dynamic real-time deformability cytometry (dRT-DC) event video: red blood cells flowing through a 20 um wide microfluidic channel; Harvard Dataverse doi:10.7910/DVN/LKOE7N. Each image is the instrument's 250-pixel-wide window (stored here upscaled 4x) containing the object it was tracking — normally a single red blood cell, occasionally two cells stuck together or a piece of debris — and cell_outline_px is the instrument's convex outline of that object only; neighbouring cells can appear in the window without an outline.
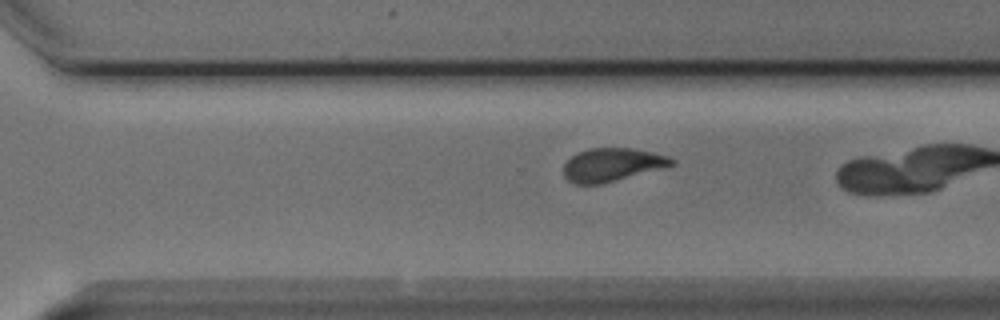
{"species": "Egyptian fruit bat (a non-hibernating species)", "species_latin": "Rousettus aegyptiacus", "temperature_condition": "cold", "stored_images_in_passage": 36, "camera_frame_rate_fps": 3000, "um_per_image_px": 0.085, "animal": {"sex": "male"}, "frame": {"image": 1, "passage_image": 35, "time_ms": 11.333, "image_size_px": [1000, 320], "cell_outline_px": [[676, 164], [600, 184], [576, 184], [568, 180], [564, 176], [564, 164], [576, 152], [588, 148], [632, 148], [652, 152], [668, 156], [676, 160]], "centroid_in_image_um": [52.01, 13.99], "position_along_channel_um": 318.6, "area_um2": 20.75}}